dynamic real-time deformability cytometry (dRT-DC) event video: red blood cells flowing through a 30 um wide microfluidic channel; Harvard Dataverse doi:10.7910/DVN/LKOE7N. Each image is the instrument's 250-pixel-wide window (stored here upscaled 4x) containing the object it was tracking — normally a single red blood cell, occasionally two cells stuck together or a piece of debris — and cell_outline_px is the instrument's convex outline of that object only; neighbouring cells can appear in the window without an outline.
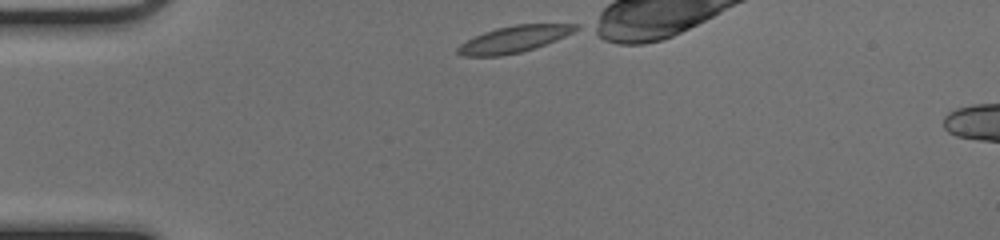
{"species": "common noctule bat (a hibernating species)", "species_latin": "Nyctalus noctula", "temperature_condition": "cold", "stored_images_in_passage": 31, "camera_frame_rate_fps": 3000, "um_per_image_px": 0.085, "animal": {"sex": "female", "body_mass_g": 17.0, "forearm_length_mm": 48.0}, "frame": {"image": 1, "passage_image": 1, "time_ms": 0.0, "image_size_px": [1000, 240], "cell_outline_px": [[580, 28], [556, 40], [536, 48], [520, 52], [500, 56], [460, 56], [456, 52], [456, 48], [460, 44], [484, 32], [496, 28], [516, 24], [580, 24]], "centroid_in_image_um": [43.68, 3.33], "position_along_channel_um": 41.3, "area_um2": 18.21}}
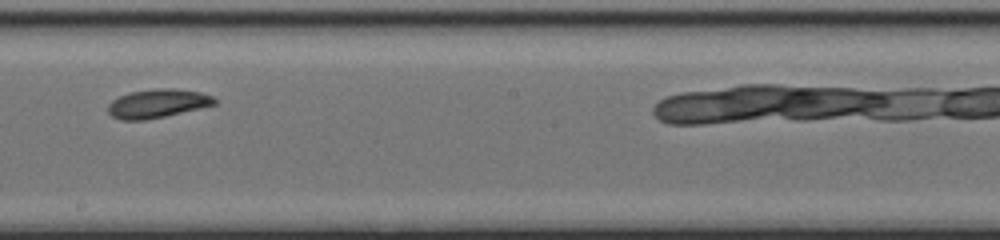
{"frame": {"image": 2, "passage_image": 18, "time_ms": 5.667, "image_size_px": [1000, 240], "cell_outline_px": [[216, 104], [200, 108], [164, 116], [144, 120], [120, 120], [112, 116], [108, 112], [108, 104], [112, 100], [128, 92], [152, 88], [172, 88], [200, 92], [212, 96], [216, 100]], "centroid_in_image_um": [13.36, 8.78], "position_along_channel_um": 234.8, "area_um2": 17.8}}
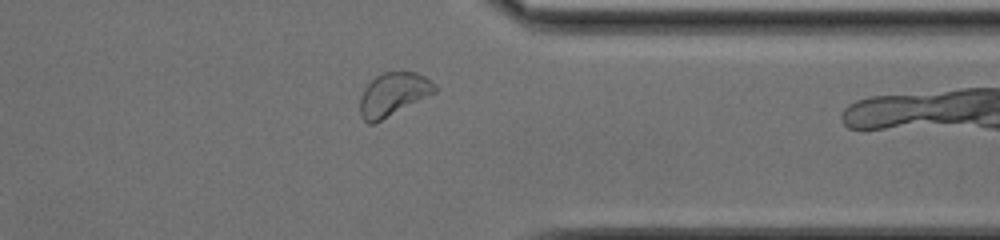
{"frame": {"image": 3, "passage_image": 29, "time_ms": 9.333, "image_size_px": [1000, 240], "cell_outline_px": [[436, 92], [372, 124], [368, 124], [360, 116], [360, 96], [364, 88], [376, 76], [384, 72], [416, 72], [424, 76], [436, 84]], "centroid_in_image_um": [33.41, 8.0], "position_along_channel_um": 378.0, "area_um2": 18.55}}